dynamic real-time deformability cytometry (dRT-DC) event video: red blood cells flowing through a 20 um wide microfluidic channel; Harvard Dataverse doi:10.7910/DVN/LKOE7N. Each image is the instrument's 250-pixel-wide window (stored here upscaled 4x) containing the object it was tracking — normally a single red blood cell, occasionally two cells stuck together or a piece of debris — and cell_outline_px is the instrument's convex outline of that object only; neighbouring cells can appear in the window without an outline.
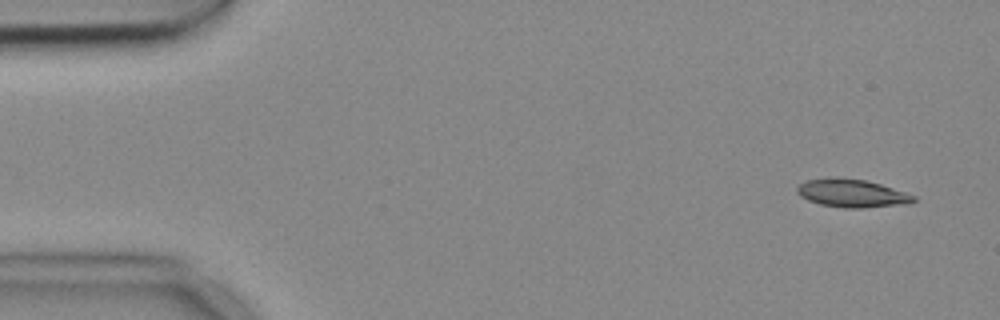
{"species": "common noctule bat (a hibernating species)", "species_latin": "Nyctalus noctula", "temperature_condition": "cold", "stored_images_in_passage": 5, "camera_frame_rate_fps": 3000, "um_per_image_px": 0.085, "animal": {"sex": "female", "body_mass_g": 18.4}, "frame": {"image": 1, "passage_image": 1, "time_ms": 0.0, "image_size_px": [1000, 320], "cell_outline_px": [[916, 200], [912, 204], [864, 208], [844, 208], [820, 204], [808, 200], [800, 196], [796, 192], [796, 188], [800, 184], [808, 180], [836, 176], [864, 180], [880, 184], [916, 196]], "centroid_in_image_um": [72.43, 16.43], "position_along_channel_um": 12.6, "area_um2": 19.25}}
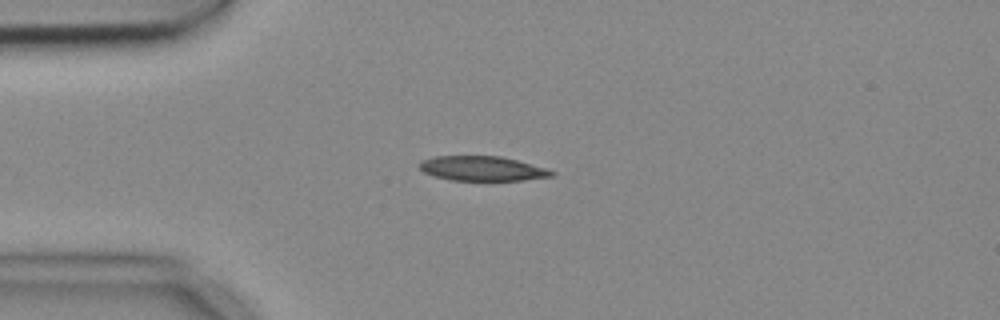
{"frame": {"image": 2, "passage_image": 3, "time_ms": 0.667, "image_size_px": [1000, 320], "cell_outline_px": [[556, 172], [552, 176], [524, 180], [452, 180], [432, 176], [424, 172], [420, 168], [420, 160], [436, 156], [500, 156], [548, 168]], "centroid_in_image_um": [40.99, 14.32], "position_along_channel_um": 44.0, "area_um2": 18.96}}